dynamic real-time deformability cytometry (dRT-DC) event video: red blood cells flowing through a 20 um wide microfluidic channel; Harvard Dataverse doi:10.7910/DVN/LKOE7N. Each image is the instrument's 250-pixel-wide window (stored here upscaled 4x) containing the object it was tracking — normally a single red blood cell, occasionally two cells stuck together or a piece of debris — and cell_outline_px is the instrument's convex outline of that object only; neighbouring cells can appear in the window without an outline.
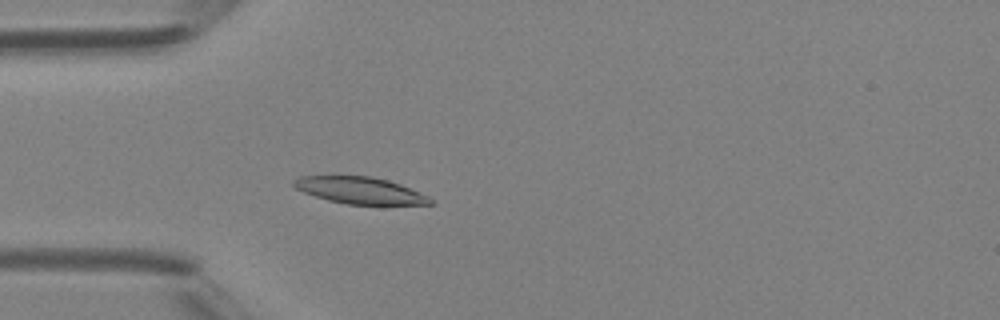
{"species": "Egyptian fruit bat (a non-hibernating species)", "species_latin": "Rousettus aegyptiacus", "temperature_condition": "room temperature", "stored_images_in_passage": 40, "camera_frame_rate_fps": 3000, "um_per_image_px": 0.085, "animal": {"sex": "female"}, "frame": {"image": 1, "passage_image": 7, "time_ms": 2.0, "image_size_px": [1000, 320], "cell_outline_px": [[436, 204], [348, 204], [328, 200], [304, 192], [296, 188], [292, 184], [292, 180], [300, 176], [336, 172], [372, 176], [388, 180], [400, 184], [428, 196]], "centroid_in_image_um": [30.49, 16.11], "position_along_channel_um": 54.5, "area_um2": 22.08}}
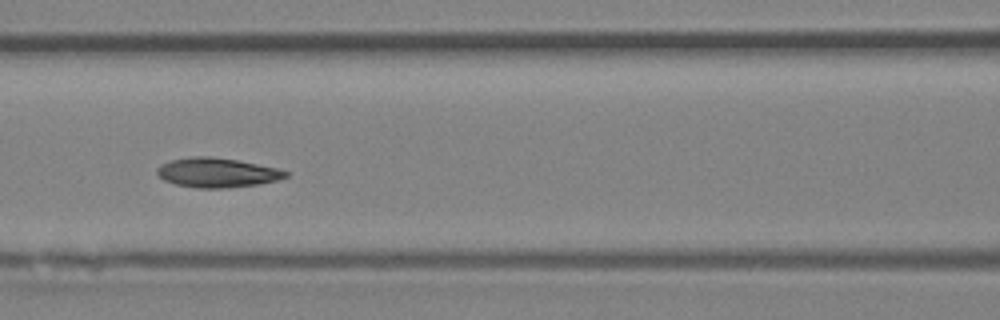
{"frame": {"image": 2, "passage_image": 14, "time_ms": 4.333, "image_size_px": [1000, 320], "cell_outline_px": [[288, 176], [276, 180], [260, 184], [224, 188], [196, 188], [176, 184], [164, 180], [156, 172], [156, 168], [160, 164], [172, 160], [192, 156], [208, 156], [236, 160], [276, 168], [288, 172]], "centroid_in_image_um": [18.42, 14.67], "position_along_channel_um": 148.2, "area_um2": 21.91}}
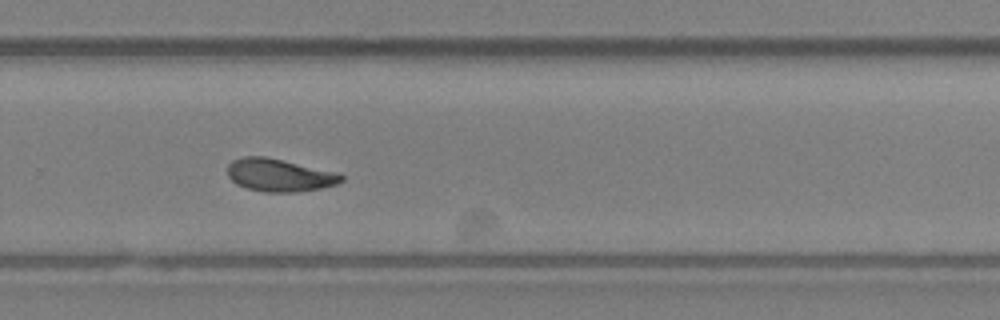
{"frame": {"image": 3, "passage_image": 25, "time_ms": 8.0, "image_size_px": [1000, 320], "cell_outline_px": [[344, 180], [336, 184], [320, 188], [296, 192], [264, 192], [248, 188], [236, 184], [228, 176], [228, 164], [232, 160], [244, 156], [264, 156], [336, 172], [344, 176]], "centroid_in_image_um": [23.73, 14.89], "position_along_channel_um": 306.1, "area_um2": 21.56}, "authors_computed_cell_mechanics": {"area_um2": 21.675, "velocity_mm_per_s": 4.3185, "shape_relaxation_time_tau1_ms": 4.0131, "shape_relaxation_time_tau2_ms": 1.1205, "deformation_change_tau1": 0.1392, "deformation_change_tau2": 0.0438}}